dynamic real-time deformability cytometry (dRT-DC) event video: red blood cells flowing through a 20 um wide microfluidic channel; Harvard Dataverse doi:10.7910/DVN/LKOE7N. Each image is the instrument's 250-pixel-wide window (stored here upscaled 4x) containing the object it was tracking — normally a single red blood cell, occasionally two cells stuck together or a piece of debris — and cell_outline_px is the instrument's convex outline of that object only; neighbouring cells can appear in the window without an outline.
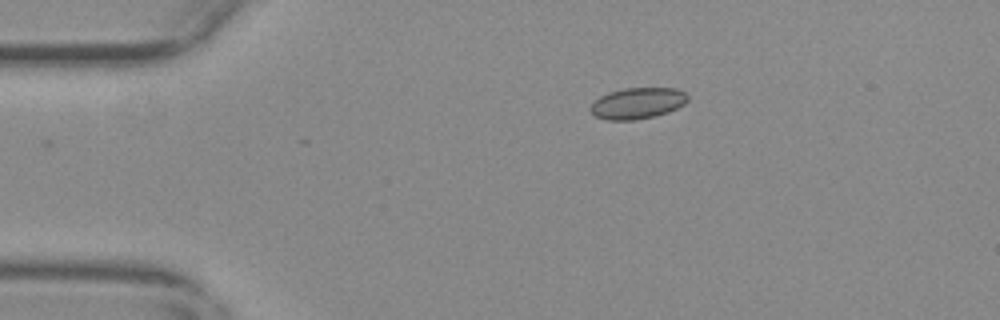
{"species": "common noctule bat (a hibernating species)", "species_latin": "Nyctalus noctula", "temperature_condition": "warm", "stored_images_in_passage": 38, "camera_frame_rate_fps": 3000, "um_per_image_px": 0.085, "animal": {"sex": "female", "body_mass_g": 29.2, "forearm_length_mm": 56.3}, "frame": {"image": 1, "passage_image": 1, "time_ms": 0.0, "image_size_px": [1000, 320], "cell_outline_px": [[688, 100], [684, 104], [668, 112], [656, 116], [636, 120], [608, 120], [596, 116], [588, 108], [600, 96], [608, 92], [624, 88], [676, 88], [684, 92], [688, 96]], "centroid_in_image_um": [54.19, 8.77], "position_along_channel_um": 30.8, "area_um2": 17.69}}
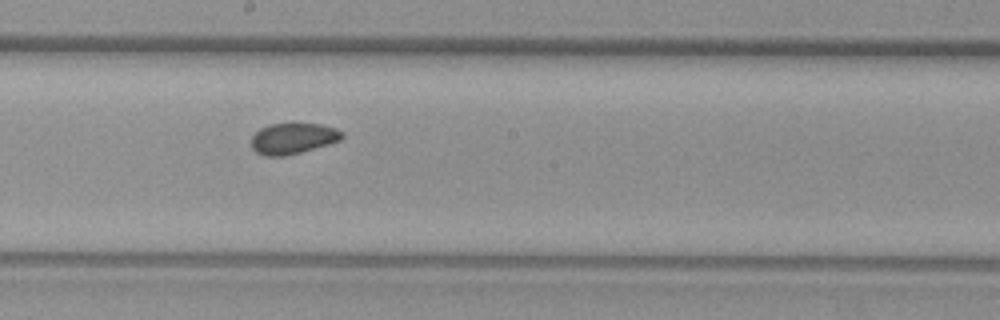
{"frame": {"image": 2, "passage_image": 21, "time_ms": 6.667, "image_size_px": [1000, 320], "cell_outline_px": [[344, 136], [340, 140], [328, 144], [300, 152], [284, 156], [264, 156], [256, 152], [252, 148], [252, 136], [260, 128], [268, 124], [320, 124], [336, 128], [344, 132]], "centroid_in_image_um": [24.9, 11.77], "position_along_channel_um": 223.3, "area_um2": 16.24}}
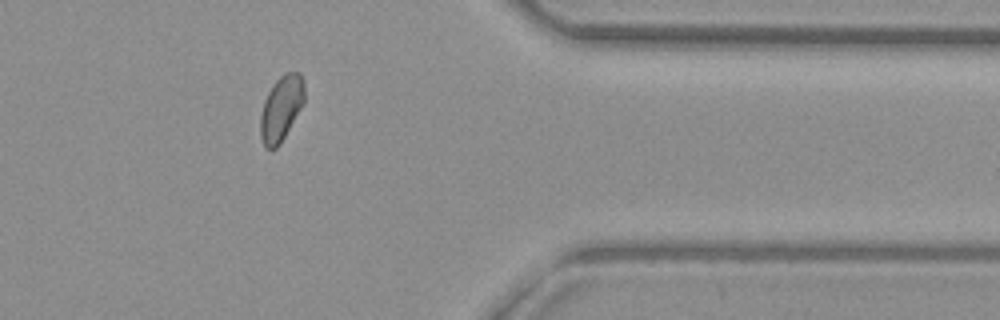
{"frame": {"image": 3, "passage_image": 36, "time_ms": 11.667, "image_size_px": [1000, 320], "cell_outline_px": [[304, 104], [280, 144], [276, 148], [264, 148], [260, 136], [260, 116], [264, 100], [272, 84], [280, 76], [288, 72], [300, 72], [304, 80]], "centroid_in_image_um": [23.9, 9.21], "position_along_channel_um": 387.5, "area_um2": 16.88}, "authors_computed_cell_mechanics": {"area_um2": 16.7909, "velocity_mm_per_s": 3.6692, "shape_relaxation_time_tau1_ms": 9.125, "shape_relaxation_time_tau2_ms": 2.6754, "deformation_change_tau1": 0.0998, "deformation_change_tau2": 0.0546}}